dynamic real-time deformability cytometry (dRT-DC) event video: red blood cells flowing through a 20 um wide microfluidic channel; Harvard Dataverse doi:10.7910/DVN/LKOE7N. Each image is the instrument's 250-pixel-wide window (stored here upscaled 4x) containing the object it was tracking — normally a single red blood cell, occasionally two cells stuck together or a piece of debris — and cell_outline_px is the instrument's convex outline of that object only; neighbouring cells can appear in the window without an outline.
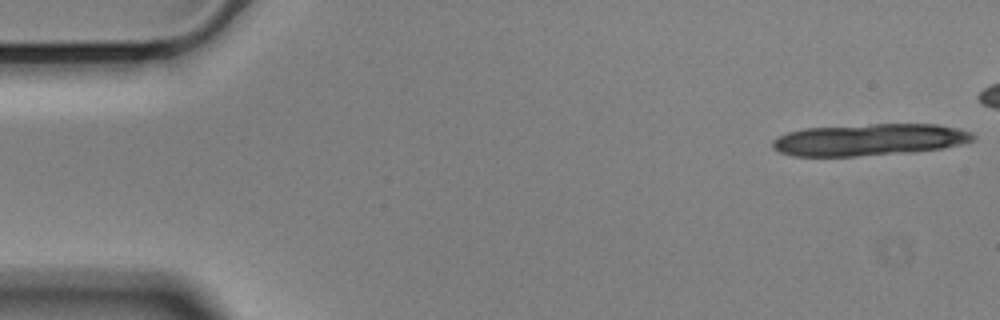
{"species": "Egyptian fruit bat (a non-hibernating species)", "species_latin": "Rousettus aegyptiacus", "temperature_condition": "cold", "stored_images_in_passage": 17, "camera_frame_rate_fps": 3000, "um_per_image_px": 0.085, "animal": {"sex": "male"}, "frame": {"image": 1, "passage_image": 1, "time_ms": 0.0, "image_size_px": [1000, 320], "cell_outline_px": [[976, 136], [972, 140], [960, 144], [944, 148], [916, 152], [856, 156], [792, 156], [780, 152], [772, 148], [772, 140], [788, 132], [804, 128], [872, 124], [936, 124], [956, 128], [972, 132]], "centroid_in_image_um": [73.89, 11.88], "position_along_channel_um": 11.1, "area_um2": 37.34}}